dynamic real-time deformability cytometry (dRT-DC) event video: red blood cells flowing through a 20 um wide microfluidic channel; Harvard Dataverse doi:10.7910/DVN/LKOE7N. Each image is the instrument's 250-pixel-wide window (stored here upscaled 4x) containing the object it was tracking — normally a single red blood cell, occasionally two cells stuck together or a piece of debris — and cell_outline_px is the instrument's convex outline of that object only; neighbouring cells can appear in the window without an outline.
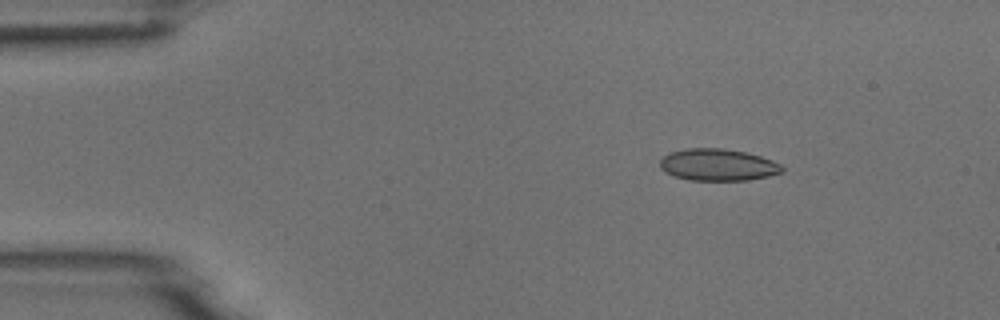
{"species": "common noctule bat (a hibernating species)", "species_latin": "Nyctalus noctula", "temperature_condition": "room temperature", "stored_images_in_passage": 5, "camera_frame_rate_fps": 3000, "um_per_image_px": 0.085, "animal": {"sex": "male", "body_mass_g": 18.8}, "frame": {"image": 1, "passage_image": 3, "time_ms": 2.333, "image_size_px": [1000, 320], "cell_outline_px": [[784, 172], [768, 176], [748, 180], [688, 180], [664, 172], [660, 168], [660, 160], [664, 156], [672, 152], [684, 148], [724, 148], [744, 152], [760, 156], [772, 160], [780, 164], [784, 168]], "centroid_in_image_um": [61.02, 14.01], "position_along_channel_um": 24.0, "area_um2": 22.72}}
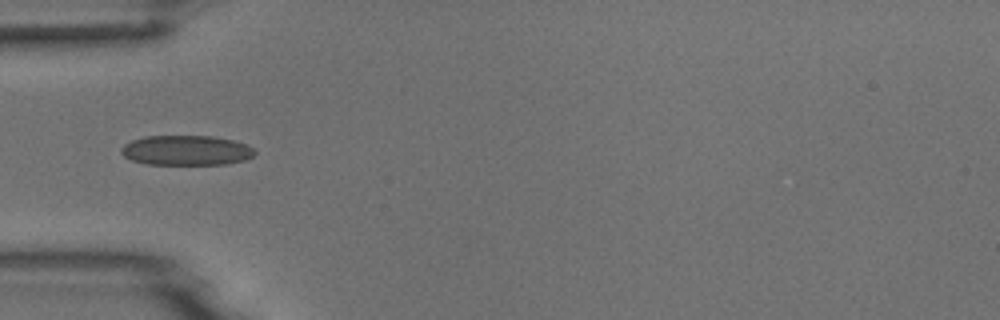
{"frame": {"image": 2, "passage_image": 5, "time_ms": 5.333, "image_size_px": [1000, 320], "cell_outline_px": [[256, 152], [252, 156], [244, 160], [228, 164], [148, 164], [132, 160], [124, 156], [120, 152], [120, 148], [124, 144], [132, 140], [144, 136], [212, 136], [232, 140], [244, 144], [252, 148]], "centroid_in_image_um": [15.8, 12.78], "position_along_channel_um": 69.2, "area_um2": 23.18}}